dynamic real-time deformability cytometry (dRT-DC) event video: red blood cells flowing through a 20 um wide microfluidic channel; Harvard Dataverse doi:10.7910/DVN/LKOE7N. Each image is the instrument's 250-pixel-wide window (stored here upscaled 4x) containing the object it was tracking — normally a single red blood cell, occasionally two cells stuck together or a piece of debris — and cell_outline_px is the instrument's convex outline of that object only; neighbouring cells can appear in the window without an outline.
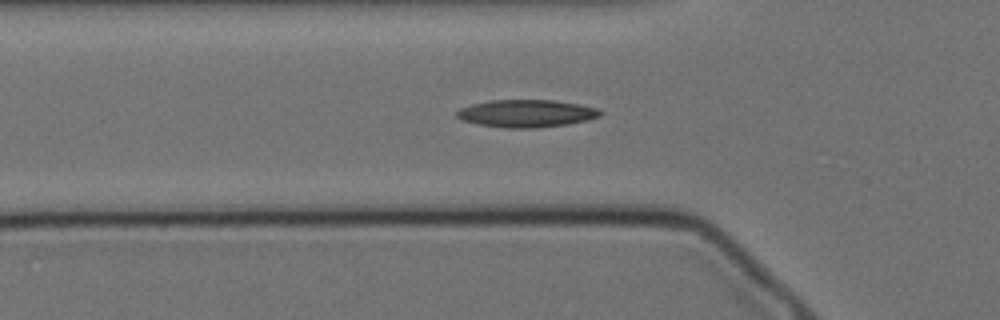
{"species": "Egyptian fruit bat (a non-hibernating species)", "species_latin": "Rousettus aegyptiacus", "temperature_condition": "cold", "stored_images_in_passage": 17, "camera_frame_rate_fps": 3000, "um_per_image_px": 0.085, "animal": {"sex": "female"}, "frame": {"image": 1, "passage_image": 6, "time_ms": 1.667, "image_size_px": [1000, 320], "cell_outline_px": [[604, 112], [600, 116], [588, 120], [568, 124], [536, 128], [504, 128], [476, 124], [464, 120], [456, 116], [456, 112], [460, 108], [472, 104], [492, 100], [552, 100], [580, 104], [596, 108]], "centroid_in_image_um": [44.76, 9.65], "position_along_channel_um": 81.0, "area_um2": 23.06}}
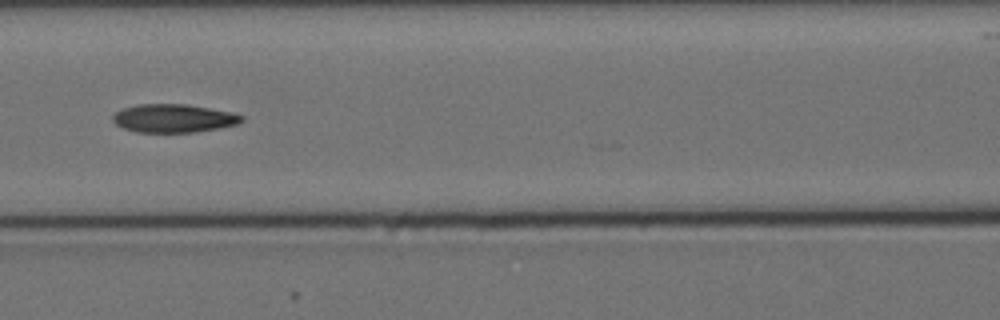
{"frame": {"image": 2, "passage_image": 12, "time_ms": 3.667, "image_size_px": [1000, 320], "cell_outline_px": [[244, 120], [236, 124], [220, 128], [196, 132], [136, 132], [124, 128], [116, 124], [112, 120], [112, 116], [116, 112], [124, 108], [136, 104], [188, 104], [232, 112], [244, 116]], "centroid_in_image_um": [14.77, 10.05], "position_along_channel_um": 151.8, "area_um2": 21.33}}
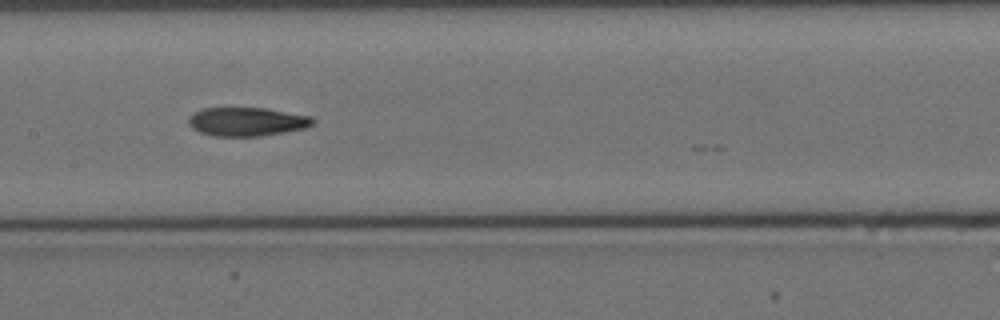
{"frame": {"image": 3, "passage_image": 15, "time_ms": 4.667, "image_size_px": [1000, 320], "cell_outline_px": [[316, 124], [308, 128], [260, 136], [212, 136], [200, 132], [192, 128], [188, 124], [188, 116], [192, 112], [200, 108], [264, 108], [312, 116], [316, 120]], "centroid_in_image_um": [20.99, 10.34], "position_along_channel_um": 186.4, "area_um2": 21.15}}